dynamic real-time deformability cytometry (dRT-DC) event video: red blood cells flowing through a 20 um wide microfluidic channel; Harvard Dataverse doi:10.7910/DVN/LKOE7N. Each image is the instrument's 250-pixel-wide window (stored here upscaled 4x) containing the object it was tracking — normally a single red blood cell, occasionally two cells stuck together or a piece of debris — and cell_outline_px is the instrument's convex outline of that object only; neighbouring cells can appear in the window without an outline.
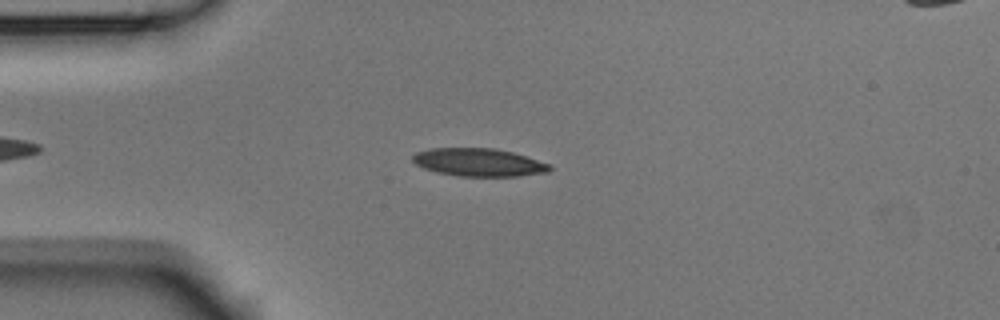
{"species": "Egyptian fruit bat (a non-hibernating species)", "species_latin": "Rousettus aegyptiacus", "temperature_condition": "room temperature", "stored_images_in_passage": 9, "camera_frame_rate_fps": 3000, "um_per_image_px": 0.085, "animal": {"sex": "male"}, "frame": {"image": 1, "passage_image": 4, "time_ms": 1.0, "image_size_px": [1000, 320], "cell_outline_px": [[552, 168], [548, 172], [520, 176], [460, 176], [436, 172], [424, 168], [416, 164], [412, 160], [412, 156], [416, 152], [428, 148], [496, 148], [512, 152], [552, 164]], "centroid_in_image_um": [40.71, 13.79], "position_along_channel_um": 44.3, "area_um2": 22.43}}
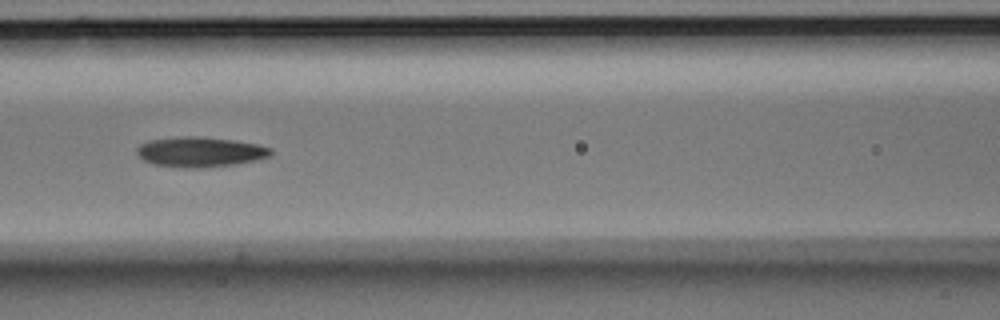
{"frame": {"image": 2, "passage_image": 7, "time_ms": 2.0, "image_size_px": [1000, 320], "cell_outline_px": [[272, 152], [268, 156], [256, 160], [236, 164], [208, 168], [184, 168], [152, 164], [144, 160], [136, 152], [136, 148], [140, 144], [148, 140], [176, 136], [204, 136], [236, 140], [256, 144], [272, 148]], "centroid_in_image_um": [16.99, 12.91], "position_along_channel_um": 149.6, "area_um2": 23.87}}
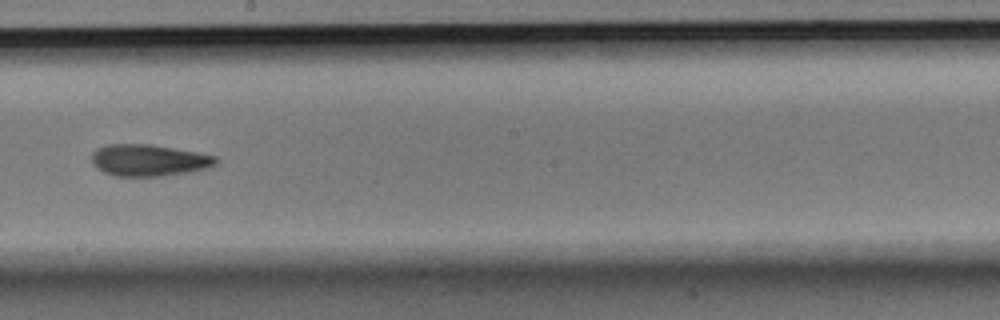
{"frame": {"image": 3, "passage_image": 9, "time_ms": 2.667, "image_size_px": [1000, 320], "cell_outline_px": [[216, 164], [208, 168], [192, 172], [164, 176], [116, 176], [104, 172], [96, 168], [92, 164], [92, 152], [96, 148], [108, 144], [152, 144], [196, 152], [216, 156]], "centroid_in_image_um": [12.63, 13.62], "position_along_channel_um": 235.6, "area_um2": 23.12}}